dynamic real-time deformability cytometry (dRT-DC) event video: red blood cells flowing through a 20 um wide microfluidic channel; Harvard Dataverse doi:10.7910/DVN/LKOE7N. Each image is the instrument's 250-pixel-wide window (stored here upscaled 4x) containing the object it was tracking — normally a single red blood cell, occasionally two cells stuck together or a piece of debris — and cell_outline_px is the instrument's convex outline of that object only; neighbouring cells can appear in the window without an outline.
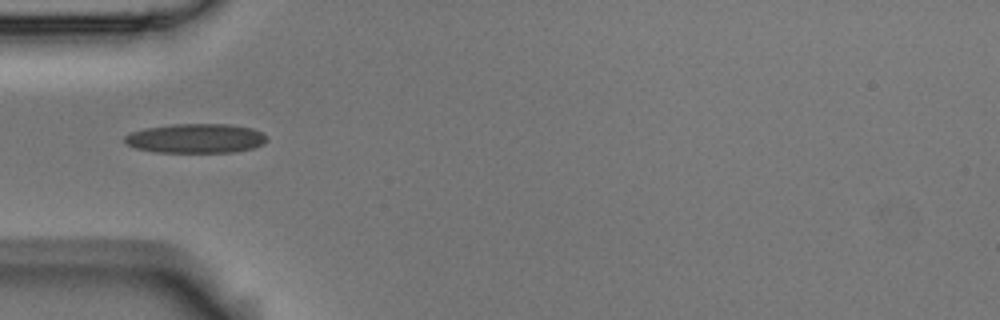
{"species": "Egyptian fruit bat (a non-hibernating species)", "species_latin": "Rousettus aegyptiacus", "temperature_condition": "room temperature", "stored_images_in_passage": 39, "camera_frame_rate_fps": 3000, "um_per_image_px": 0.085, "animal": {"sex": "male"}, "frame": {"image": 1, "passage_image": 1, "time_ms": 0.0, "image_size_px": [1000, 320], "cell_outline_px": [[268, 140], [264, 144], [252, 148], [232, 152], [156, 152], [136, 148], [128, 144], [124, 140], [124, 136], [132, 132], [144, 128], [172, 124], [228, 124], [252, 128], [260, 132]], "centroid_in_image_um": [16.64, 11.76], "position_along_channel_um": 68.4, "area_um2": 24.22}}
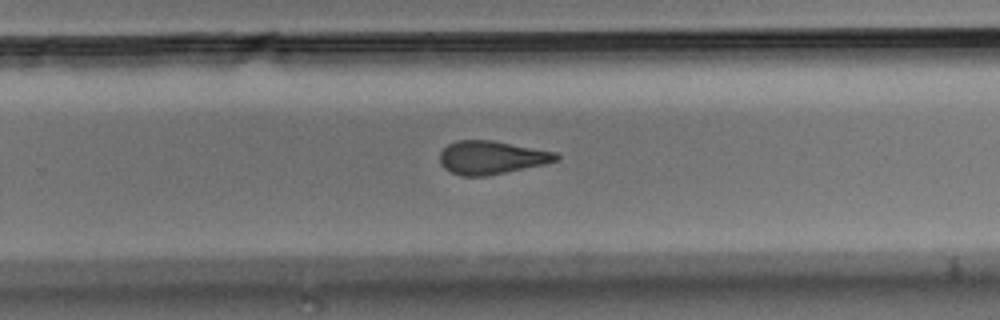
{"frame": {"image": 2, "passage_image": 19, "time_ms": 6.0, "image_size_px": [1000, 320], "cell_outline_px": [[560, 156], [556, 160], [544, 164], [484, 176], [464, 176], [452, 172], [444, 168], [440, 164], [440, 152], [448, 144], [456, 140], [492, 140], [556, 152]], "centroid_in_image_um": [41.74, 13.37], "position_along_channel_um": 288.1, "area_um2": 22.31}}
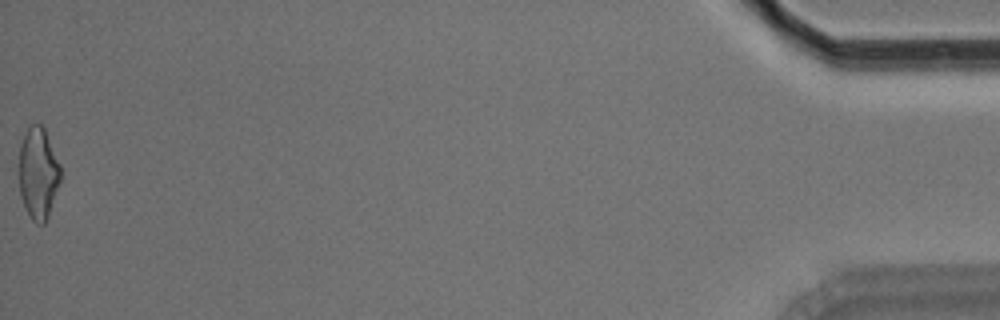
{"frame": {"image": 3, "passage_image": 39, "time_ms": 12.667, "image_size_px": [1000, 320], "cell_outline_px": [[60, 180], [48, 216], [44, 224], [36, 224], [32, 220], [20, 196], [20, 144], [28, 128], [32, 124], [40, 124], [44, 128], [60, 164]], "centroid_in_image_um": [3.25, 14.73], "position_along_channel_um": 431.9, "area_um2": 21.73}, "authors_computed_cell_mechanics": {"area_um2": 22.6576, "velocity_mm_per_s": 3.647, "shape_relaxation_time_tau1_ms": 10.5117, "shape_relaxation_time_tau2_ms": 4.1729, "deformation_change_tau1": 0.2382, "deformation_change_tau2": 0.1305}}